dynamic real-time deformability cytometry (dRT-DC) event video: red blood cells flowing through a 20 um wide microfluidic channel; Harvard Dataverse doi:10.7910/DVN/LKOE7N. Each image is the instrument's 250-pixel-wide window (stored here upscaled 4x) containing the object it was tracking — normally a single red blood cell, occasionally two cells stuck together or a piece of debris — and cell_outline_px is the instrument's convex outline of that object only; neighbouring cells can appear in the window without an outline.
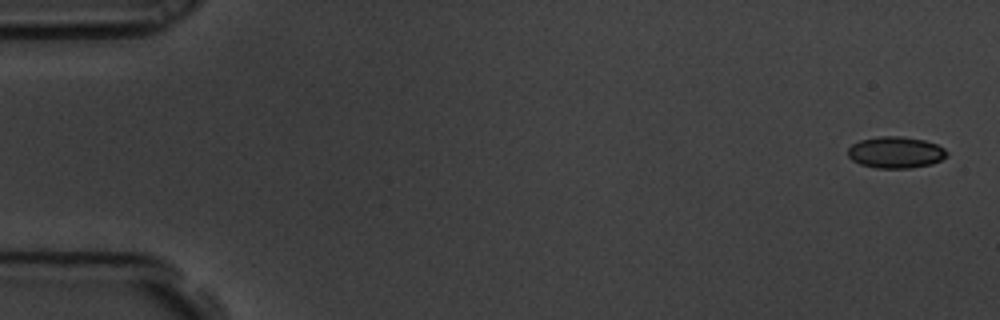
{"species": "common noctule bat (a hibernating species)", "species_latin": "Nyctalus noctula", "temperature_condition": "room temperature", "stored_images_in_passage": 9, "camera_frame_rate_fps": 3000, "um_per_image_px": 0.085, "animal": {"sex": "male", "body_mass_g": 19.5, "forearm_length_mm": 54.6}, "frame": {"image": 1, "passage_image": 1, "time_ms": 0.0, "image_size_px": [1000, 320], "cell_outline_px": [[948, 156], [932, 164], [912, 168], [876, 168], [860, 164], [852, 160], [848, 156], [848, 148], [852, 144], [860, 140], [880, 136], [900, 136], [924, 140], [936, 144], [944, 148], [948, 152]], "centroid_in_image_um": [76.14, 12.96], "position_along_channel_um": 8.9, "area_um2": 18.26}}
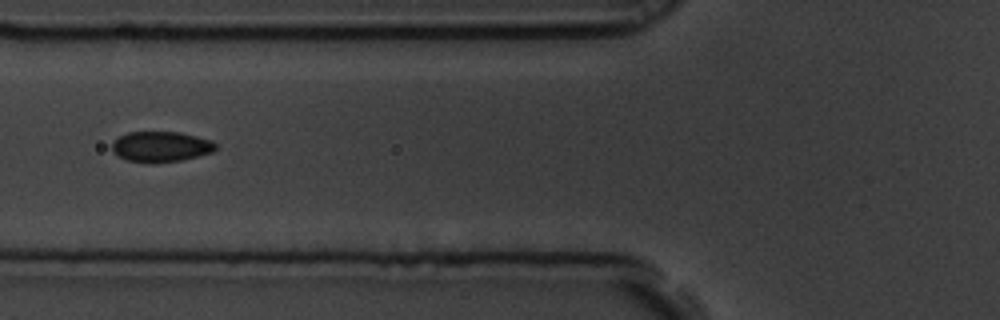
{"frame": {"image": 2, "passage_image": 7, "time_ms": 2.0, "image_size_px": [1000, 320], "cell_outline_px": [[216, 148], [212, 152], [180, 160], [152, 164], [148, 164], [128, 160], [116, 156], [112, 152], [112, 140], [128, 132], [180, 132], [212, 140], [216, 144]], "centroid_in_image_um": [13.62, 12.47], "position_along_channel_um": 112.2, "area_um2": 18.61}}
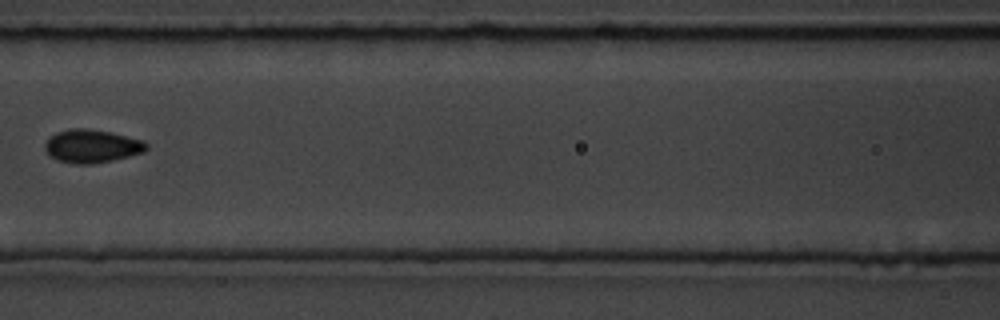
{"frame": {"image": 3, "passage_image": 8, "time_ms": 2.333, "image_size_px": [1000, 320], "cell_outline_px": [[148, 148], [144, 152], [112, 160], [92, 164], [76, 164], [60, 160], [52, 156], [44, 148], [44, 144], [56, 132], [72, 128], [88, 128], [112, 132], [144, 140], [148, 144]], "centroid_in_image_um": [7.85, 12.4], "position_along_channel_um": 158.7, "area_um2": 19.54}}